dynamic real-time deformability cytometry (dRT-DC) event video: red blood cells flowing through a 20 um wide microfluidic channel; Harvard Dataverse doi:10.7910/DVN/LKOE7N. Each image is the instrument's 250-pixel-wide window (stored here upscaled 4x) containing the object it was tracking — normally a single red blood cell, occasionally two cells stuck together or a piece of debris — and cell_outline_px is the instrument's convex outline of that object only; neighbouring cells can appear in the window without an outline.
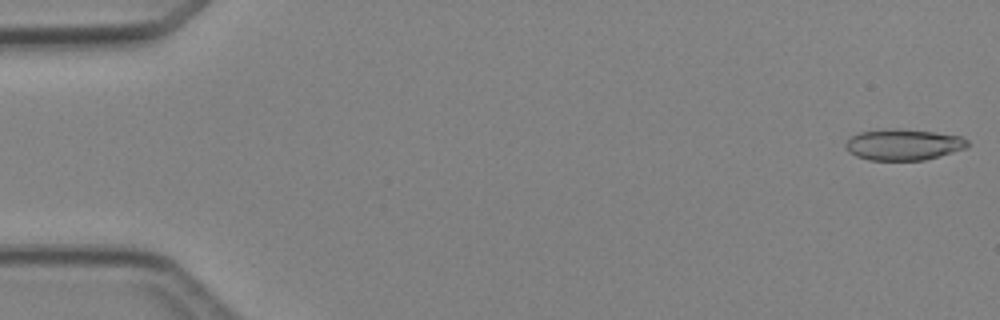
{"species": "Egyptian fruit bat (a non-hibernating species)", "species_latin": "Rousettus aegyptiacus", "temperature_condition": "cold", "stored_images_in_passage": 5, "camera_frame_rate_fps": 3000, "um_per_image_px": 0.085, "animal": {"sex": "female"}, "frame": {"image": 1, "passage_image": 1, "time_ms": 0.0, "image_size_px": [1000, 320], "cell_outline_px": [[968, 148], [940, 156], [924, 160], [868, 160], [856, 156], [848, 152], [844, 148], [844, 144], [848, 136], [860, 132], [896, 128], [932, 132], [960, 136], [968, 140]], "centroid_in_image_um": [76.75, 12.3], "position_along_channel_um": 8.3, "area_um2": 22.31}}
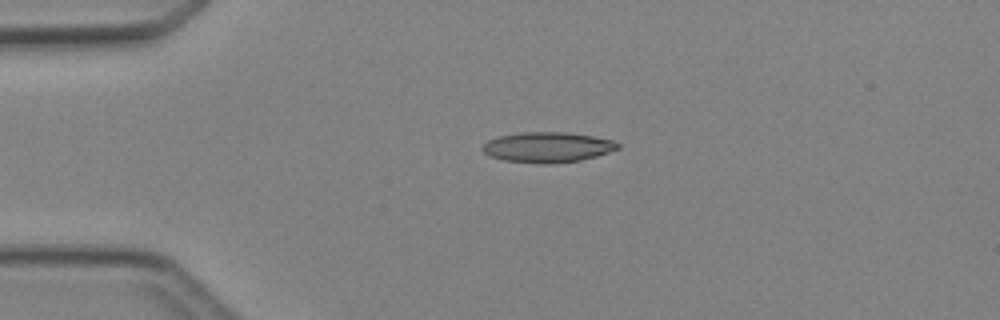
{"frame": {"image": 2, "passage_image": 4, "time_ms": 3.333, "image_size_px": [1000, 320], "cell_outline_px": [[620, 148], [596, 156], [580, 160], [548, 164], [544, 164], [504, 160], [488, 156], [480, 148], [488, 140], [500, 136], [520, 132], [564, 132], [592, 136], [612, 140], [620, 144]], "centroid_in_image_um": [46.52, 12.51], "position_along_channel_um": 38.5, "area_um2": 23.81}}